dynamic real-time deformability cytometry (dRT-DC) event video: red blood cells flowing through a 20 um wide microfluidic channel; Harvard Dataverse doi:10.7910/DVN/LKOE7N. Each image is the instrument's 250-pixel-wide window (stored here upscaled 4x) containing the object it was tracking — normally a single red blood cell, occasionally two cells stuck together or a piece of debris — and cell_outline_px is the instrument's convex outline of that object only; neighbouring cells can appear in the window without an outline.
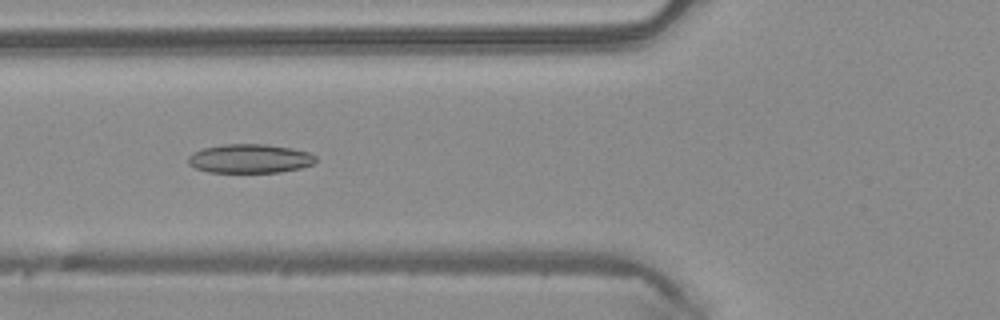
{"species": "common noctule bat (a hibernating species)", "species_latin": "Nyctalus noctula", "temperature_condition": "warm", "stored_images_in_passage": 27, "camera_frame_rate_fps": 3000, "um_per_image_px": 0.085, "animal": {"sex": "male", "body_mass_g": 20.4}, "frame": {"image": 1, "passage_image": 4, "time_ms": 1.0, "image_size_px": [1000, 320], "cell_outline_px": [[316, 160], [312, 164], [300, 168], [280, 172], [208, 172], [196, 168], [188, 164], [188, 156], [192, 152], [204, 148], [224, 144], [268, 144], [292, 148], [308, 152], [316, 156]], "centroid_in_image_um": [21.22, 13.47], "position_along_channel_um": 104.6, "area_um2": 21.56}}
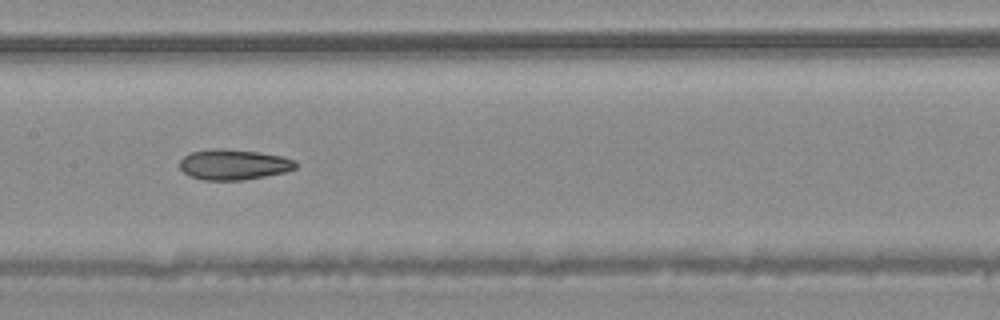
{"frame": {"image": 2, "passage_image": 10, "time_ms": 3.0, "image_size_px": [1000, 320], "cell_outline_px": [[296, 168], [288, 172], [244, 180], [204, 180], [188, 176], [180, 168], [180, 160], [188, 152], [212, 148], [224, 148], [256, 152], [280, 156], [296, 160]], "centroid_in_image_um": [19.84, 13.99], "position_along_channel_um": 187.6, "area_um2": 20.81}}
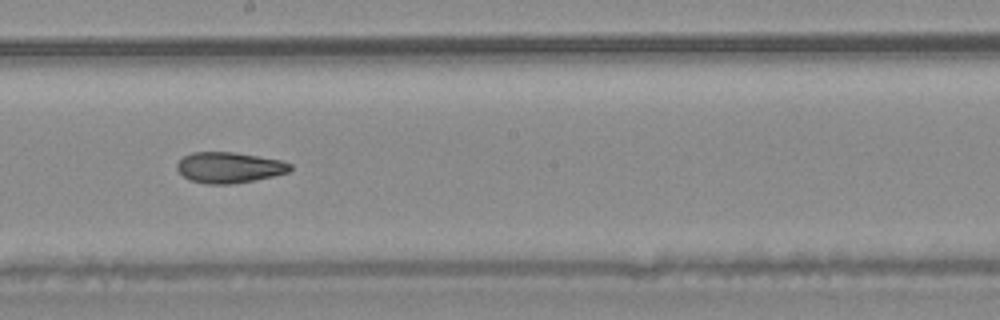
{"frame": {"image": 3, "passage_image": 13, "time_ms": 4.0, "image_size_px": [1000, 320], "cell_outline_px": [[292, 168], [288, 172], [256, 180], [232, 184], [208, 184], [188, 180], [176, 168], [176, 164], [184, 156], [192, 152], [236, 152], [284, 160], [292, 164]], "centroid_in_image_um": [19.5, 14.23], "position_along_channel_um": 228.7, "area_um2": 20.52}, "authors_computed_cell_mechanics": {"area_um2": 20.6346, "velocity_mm_per_s": 4.1266, "shape_relaxation_time_tau1_ms": 9.2183, "shape_relaxation_time_tau2_ms": 4.1568, "deformation_change_tau1": 0.1722, "deformation_change_tau2": 0.1249}}